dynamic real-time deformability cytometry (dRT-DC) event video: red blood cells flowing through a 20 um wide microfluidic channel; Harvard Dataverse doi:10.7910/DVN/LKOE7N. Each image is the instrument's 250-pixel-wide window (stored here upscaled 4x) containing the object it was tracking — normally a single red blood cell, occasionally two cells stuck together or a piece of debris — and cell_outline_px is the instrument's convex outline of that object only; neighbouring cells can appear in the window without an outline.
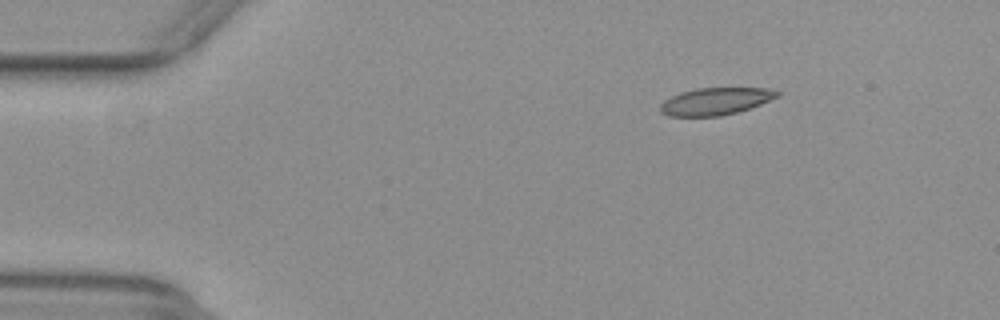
{"species": "common noctule bat (a hibernating species)", "species_latin": "Nyctalus noctula", "temperature_condition": "warm", "stored_images_in_passage": 53, "camera_frame_rate_fps": 3000, "um_per_image_px": 0.085, "animal": {"sex": "female", "body_mass_g": 29.2, "forearm_length_mm": 56.3}, "frame": {"image": 1, "passage_image": 8, "time_ms": 2.333, "image_size_px": [1000, 320], "cell_outline_px": [[780, 96], [760, 104], [736, 112], [720, 116], [668, 116], [660, 112], [660, 104], [664, 100], [680, 92], [696, 88], [768, 88], [780, 92]], "centroid_in_image_um": [60.8, 8.6], "position_along_channel_um": 24.2, "area_um2": 18.5}}
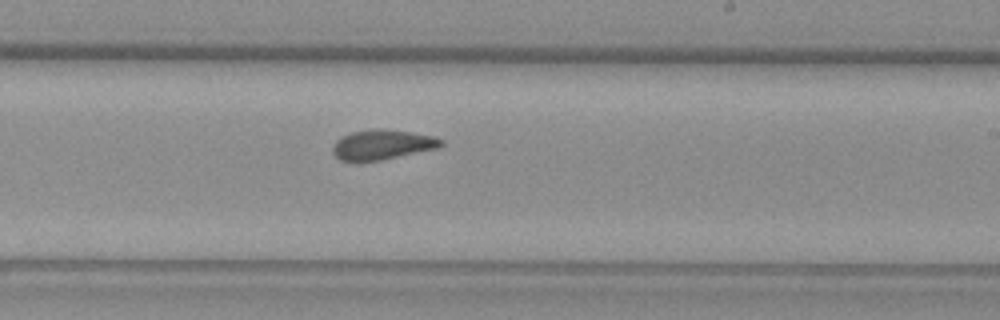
{"frame": {"image": 2, "passage_image": 32, "time_ms": 10.333, "image_size_px": [1000, 320], "cell_outline_px": [[444, 144], [440, 148], [380, 160], [356, 164], [340, 160], [332, 152], [332, 148], [336, 140], [352, 132], [380, 128], [436, 136], [444, 140]], "centroid_in_image_um": [32.5, 12.33], "position_along_channel_um": 256.5, "area_um2": 19.25}}
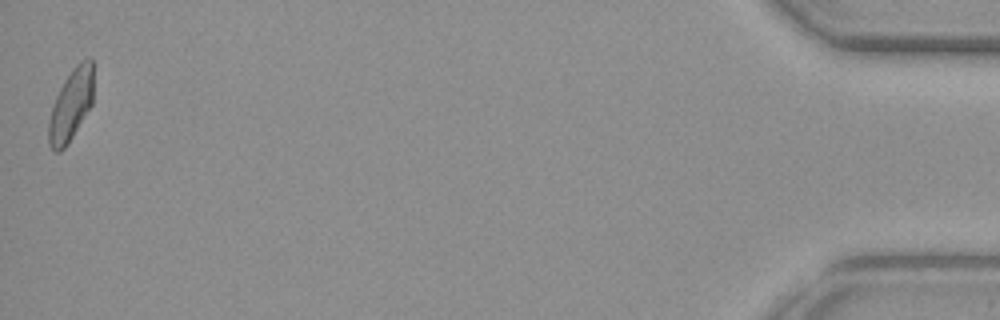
{"frame": {"image": 3, "passage_image": 53, "time_ms": 17.333, "image_size_px": [1000, 320], "cell_outline_px": [[92, 104], [72, 136], [64, 148], [60, 152], [56, 152], [48, 144], [48, 120], [52, 104], [64, 80], [72, 68], [80, 60], [92, 60]], "centroid_in_image_um": [5.99, 8.93], "position_along_channel_um": 429.2, "area_um2": 18.44}, "authors_computed_cell_mechanics": {"area_um2": 19.074, "velocity_mm_per_s": 3.8906, "shape_relaxation_time_tau1_ms": 4.8711, "shape_relaxation_time_tau2_ms": 1.7652, "deformation_change_tau1": 0.1365, "deformation_change_tau2": 0.0908}}